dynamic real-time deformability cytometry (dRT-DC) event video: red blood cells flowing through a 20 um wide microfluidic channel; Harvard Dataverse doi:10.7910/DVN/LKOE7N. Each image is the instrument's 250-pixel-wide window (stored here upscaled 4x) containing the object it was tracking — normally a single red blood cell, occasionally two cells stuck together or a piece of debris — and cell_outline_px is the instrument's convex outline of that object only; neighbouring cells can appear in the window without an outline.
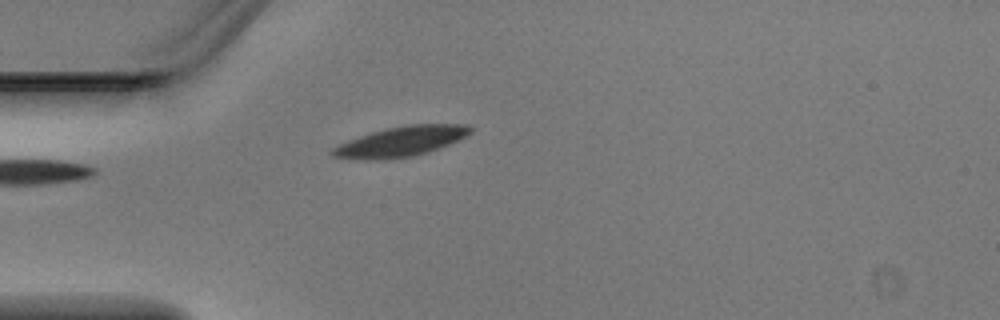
{"species": "Egyptian fruit bat (a non-hibernating species)", "species_latin": "Rousettus aegyptiacus", "temperature_condition": "warm", "stored_images_in_passage": 2, "camera_frame_rate_fps": 3000, "um_per_image_px": 0.085, "animal": {"sex": "male"}, "frame": {"image": 1, "passage_image": 2, "time_ms": 0.333, "image_size_px": [1000, 320], "cell_outline_px": [[472, 132], [460, 140], [428, 152], [412, 156], [368, 160], [332, 156], [328, 152], [332, 148], [348, 140], [384, 128], [408, 124], [468, 124], [472, 128]], "centroid_in_image_um": [34.11, 12.01], "position_along_channel_um": 50.9, "area_um2": 24.04}}